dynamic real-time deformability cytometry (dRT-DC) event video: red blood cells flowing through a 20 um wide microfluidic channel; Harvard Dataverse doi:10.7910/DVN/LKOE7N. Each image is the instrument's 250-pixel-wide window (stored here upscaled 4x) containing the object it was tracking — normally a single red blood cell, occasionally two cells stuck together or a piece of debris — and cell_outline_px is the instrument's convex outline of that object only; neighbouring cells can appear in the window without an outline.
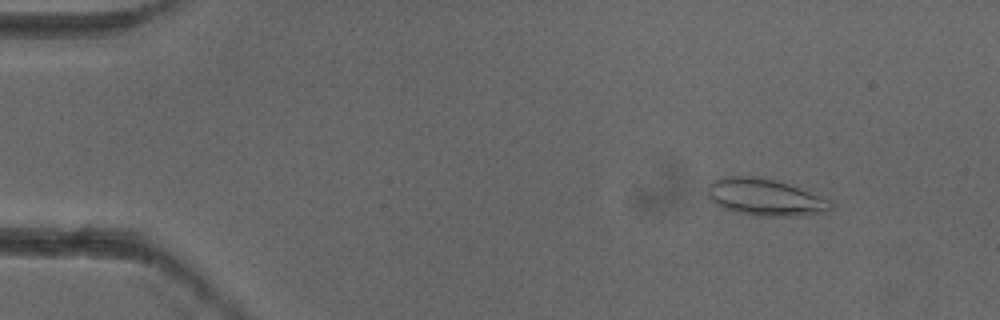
{"species": "common noctule bat (a hibernating species)", "species_latin": "Nyctalus noctula", "temperature_condition": "cold", "stored_images_in_passage": 4, "camera_frame_rate_fps": 3000, "um_per_image_px": 0.085, "animal": {"sex": "female"}, "frame": {"image": 1, "passage_image": 2, "time_ms": 0.333, "image_size_px": [1000, 320], "cell_outline_px": [[836, 204], [828, 212], [796, 216], [752, 216], [736, 212], [724, 208], [716, 204], [708, 196], [708, 184], [712, 180], [724, 176], [752, 176], [772, 180], [788, 184], [832, 200]], "centroid_in_image_um": [65.06, 16.78], "position_along_channel_um": 19.9, "area_um2": 26.65}}